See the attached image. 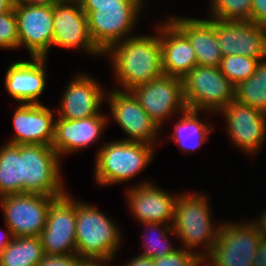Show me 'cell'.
<instances>
[{
    "instance_id": "6da1fadb",
    "label": "cell",
    "mask_w": 266,
    "mask_h": 266,
    "mask_svg": "<svg viewBox=\"0 0 266 266\" xmlns=\"http://www.w3.org/2000/svg\"><path fill=\"white\" fill-rule=\"evenodd\" d=\"M156 28L153 35H133L103 53V57L110 58L118 90L130 91L163 75L160 22Z\"/></svg>"
},
{
    "instance_id": "7a4b0ae2",
    "label": "cell",
    "mask_w": 266,
    "mask_h": 266,
    "mask_svg": "<svg viewBox=\"0 0 266 266\" xmlns=\"http://www.w3.org/2000/svg\"><path fill=\"white\" fill-rule=\"evenodd\" d=\"M118 227L98 207L76 199V254L87 263H111L115 259L123 243Z\"/></svg>"
},
{
    "instance_id": "3957f363",
    "label": "cell",
    "mask_w": 266,
    "mask_h": 266,
    "mask_svg": "<svg viewBox=\"0 0 266 266\" xmlns=\"http://www.w3.org/2000/svg\"><path fill=\"white\" fill-rule=\"evenodd\" d=\"M180 194L175 203L173 232L182 243L180 247L195 252L203 259L216 243L222 222L218 224L214 221L209 196L196 191ZM198 246H201V251L195 250Z\"/></svg>"
},
{
    "instance_id": "277c9868",
    "label": "cell",
    "mask_w": 266,
    "mask_h": 266,
    "mask_svg": "<svg viewBox=\"0 0 266 266\" xmlns=\"http://www.w3.org/2000/svg\"><path fill=\"white\" fill-rule=\"evenodd\" d=\"M98 149L93 177L101 187L130 182L148 167L155 154L152 145L120 139L108 141Z\"/></svg>"
},
{
    "instance_id": "5b68a950",
    "label": "cell",
    "mask_w": 266,
    "mask_h": 266,
    "mask_svg": "<svg viewBox=\"0 0 266 266\" xmlns=\"http://www.w3.org/2000/svg\"><path fill=\"white\" fill-rule=\"evenodd\" d=\"M88 18L94 45L104 53L115 43L131 37L142 15L140 2H120V6H81ZM141 14V15H140Z\"/></svg>"
},
{
    "instance_id": "8992f818",
    "label": "cell",
    "mask_w": 266,
    "mask_h": 266,
    "mask_svg": "<svg viewBox=\"0 0 266 266\" xmlns=\"http://www.w3.org/2000/svg\"><path fill=\"white\" fill-rule=\"evenodd\" d=\"M61 166V159L52 146L22 144L23 193H36L56 198L63 196L68 190L64 188Z\"/></svg>"
},
{
    "instance_id": "52a82bcc",
    "label": "cell",
    "mask_w": 266,
    "mask_h": 266,
    "mask_svg": "<svg viewBox=\"0 0 266 266\" xmlns=\"http://www.w3.org/2000/svg\"><path fill=\"white\" fill-rule=\"evenodd\" d=\"M187 109L217 114L235 100V89L219 67L195 66L182 78Z\"/></svg>"
},
{
    "instance_id": "ba28073f",
    "label": "cell",
    "mask_w": 266,
    "mask_h": 266,
    "mask_svg": "<svg viewBox=\"0 0 266 266\" xmlns=\"http://www.w3.org/2000/svg\"><path fill=\"white\" fill-rule=\"evenodd\" d=\"M262 237L251 220L222 222L216 243L203 258L210 266H252Z\"/></svg>"
},
{
    "instance_id": "9c48e42d",
    "label": "cell",
    "mask_w": 266,
    "mask_h": 266,
    "mask_svg": "<svg viewBox=\"0 0 266 266\" xmlns=\"http://www.w3.org/2000/svg\"><path fill=\"white\" fill-rule=\"evenodd\" d=\"M56 197L36 193L8 194L0 197L4 224L14 237L36 236L43 231L48 210Z\"/></svg>"
},
{
    "instance_id": "30bf717a",
    "label": "cell",
    "mask_w": 266,
    "mask_h": 266,
    "mask_svg": "<svg viewBox=\"0 0 266 266\" xmlns=\"http://www.w3.org/2000/svg\"><path fill=\"white\" fill-rule=\"evenodd\" d=\"M20 48L29 57H48L53 43V2L34 1L14 6Z\"/></svg>"
},
{
    "instance_id": "8fae6325",
    "label": "cell",
    "mask_w": 266,
    "mask_h": 266,
    "mask_svg": "<svg viewBox=\"0 0 266 266\" xmlns=\"http://www.w3.org/2000/svg\"><path fill=\"white\" fill-rule=\"evenodd\" d=\"M105 99L109 104L112 118L127 135L120 140L143 142L152 146H156L158 141L161 143L158 139L161 128L148 116L130 91L111 88Z\"/></svg>"
},
{
    "instance_id": "7c38bea8",
    "label": "cell",
    "mask_w": 266,
    "mask_h": 266,
    "mask_svg": "<svg viewBox=\"0 0 266 266\" xmlns=\"http://www.w3.org/2000/svg\"><path fill=\"white\" fill-rule=\"evenodd\" d=\"M130 92L161 129L166 120L187 109L181 78L163 74L151 82L133 88Z\"/></svg>"
},
{
    "instance_id": "4fadbf2b",
    "label": "cell",
    "mask_w": 266,
    "mask_h": 266,
    "mask_svg": "<svg viewBox=\"0 0 266 266\" xmlns=\"http://www.w3.org/2000/svg\"><path fill=\"white\" fill-rule=\"evenodd\" d=\"M224 117L228 139L232 147L252 157L266 143V114L236 100L217 114Z\"/></svg>"
},
{
    "instance_id": "5bb4252c",
    "label": "cell",
    "mask_w": 266,
    "mask_h": 266,
    "mask_svg": "<svg viewBox=\"0 0 266 266\" xmlns=\"http://www.w3.org/2000/svg\"><path fill=\"white\" fill-rule=\"evenodd\" d=\"M53 29L52 46L83 50L90 56L103 55L90 37L88 18L79 2L53 1Z\"/></svg>"
},
{
    "instance_id": "9a60e30c",
    "label": "cell",
    "mask_w": 266,
    "mask_h": 266,
    "mask_svg": "<svg viewBox=\"0 0 266 266\" xmlns=\"http://www.w3.org/2000/svg\"><path fill=\"white\" fill-rule=\"evenodd\" d=\"M39 237L44 254L64 255L77 252L76 199L68 191L51 203L45 227Z\"/></svg>"
},
{
    "instance_id": "2e32d148",
    "label": "cell",
    "mask_w": 266,
    "mask_h": 266,
    "mask_svg": "<svg viewBox=\"0 0 266 266\" xmlns=\"http://www.w3.org/2000/svg\"><path fill=\"white\" fill-rule=\"evenodd\" d=\"M125 192V199L133 219L139 223L154 222L172 226L179 193L165 191L147 180L126 187Z\"/></svg>"
},
{
    "instance_id": "e0dca14e",
    "label": "cell",
    "mask_w": 266,
    "mask_h": 266,
    "mask_svg": "<svg viewBox=\"0 0 266 266\" xmlns=\"http://www.w3.org/2000/svg\"><path fill=\"white\" fill-rule=\"evenodd\" d=\"M222 56L242 55L266 59V27L251 21L213 19Z\"/></svg>"
},
{
    "instance_id": "ac0fdd59",
    "label": "cell",
    "mask_w": 266,
    "mask_h": 266,
    "mask_svg": "<svg viewBox=\"0 0 266 266\" xmlns=\"http://www.w3.org/2000/svg\"><path fill=\"white\" fill-rule=\"evenodd\" d=\"M85 72L77 73L69 80L61 96L56 115L63 119L77 120L101 113V105L106 101L107 89Z\"/></svg>"
},
{
    "instance_id": "d6986e66",
    "label": "cell",
    "mask_w": 266,
    "mask_h": 266,
    "mask_svg": "<svg viewBox=\"0 0 266 266\" xmlns=\"http://www.w3.org/2000/svg\"><path fill=\"white\" fill-rule=\"evenodd\" d=\"M18 104L12 116L14 134L7 143L52 146L56 113L43 103Z\"/></svg>"
},
{
    "instance_id": "ffe728a7",
    "label": "cell",
    "mask_w": 266,
    "mask_h": 266,
    "mask_svg": "<svg viewBox=\"0 0 266 266\" xmlns=\"http://www.w3.org/2000/svg\"><path fill=\"white\" fill-rule=\"evenodd\" d=\"M103 113L77 120L63 119L56 115L52 148L60 159L97 143L109 124L108 115Z\"/></svg>"
},
{
    "instance_id": "44dd1931",
    "label": "cell",
    "mask_w": 266,
    "mask_h": 266,
    "mask_svg": "<svg viewBox=\"0 0 266 266\" xmlns=\"http://www.w3.org/2000/svg\"><path fill=\"white\" fill-rule=\"evenodd\" d=\"M12 62L5 74V90L19 103L41 104L40 96L46 88V57Z\"/></svg>"
},
{
    "instance_id": "7402d4cb",
    "label": "cell",
    "mask_w": 266,
    "mask_h": 266,
    "mask_svg": "<svg viewBox=\"0 0 266 266\" xmlns=\"http://www.w3.org/2000/svg\"><path fill=\"white\" fill-rule=\"evenodd\" d=\"M167 18L188 38L195 51L197 65L219 67L223 58L212 18L169 15Z\"/></svg>"
},
{
    "instance_id": "603a6c76",
    "label": "cell",
    "mask_w": 266,
    "mask_h": 266,
    "mask_svg": "<svg viewBox=\"0 0 266 266\" xmlns=\"http://www.w3.org/2000/svg\"><path fill=\"white\" fill-rule=\"evenodd\" d=\"M160 43L164 75L182 79L197 66L190 41L168 18L160 23Z\"/></svg>"
},
{
    "instance_id": "cb8c5ba5",
    "label": "cell",
    "mask_w": 266,
    "mask_h": 266,
    "mask_svg": "<svg viewBox=\"0 0 266 266\" xmlns=\"http://www.w3.org/2000/svg\"><path fill=\"white\" fill-rule=\"evenodd\" d=\"M203 111L186 109L180 114L173 132L170 135L171 140L178 145L180 151L191 154L199 149L209 139L210 133L214 131V125L202 121L199 115Z\"/></svg>"
},
{
    "instance_id": "d4e9b609",
    "label": "cell",
    "mask_w": 266,
    "mask_h": 266,
    "mask_svg": "<svg viewBox=\"0 0 266 266\" xmlns=\"http://www.w3.org/2000/svg\"><path fill=\"white\" fill-rule=\"evenodd\" d=\"M23 193L21 145L4 143L0 146V197Z\"/></svg>"
},
{
    "instance_id": "484cf974",
    "label": "cell",
    "mask_w": 266,
    "mask_h": 266,
    "mask_svg": "<svg viewBox=\"0 0 266 266\" xmlns=\"http://www.w3.org/2000/svg\"><path fill=\"white\" fill-rule=\"evenodd\" d=\"M44 255L40 237H14L2 251L0 266H36Z\"/></svg>"
},
{
    "instance_id": "4316f807",
    "label": "cell",
    "mask_w": 266,
    "mask_h": 266,
    "mask_svg": "<svg viewBox=\"0 0 266 266\" xmlns=\"http://www.w3.org/2000/svg\"><path fill=\"white\" fill-rule=\"evenodd\" d=\"M140 224L145 227L143 233L144 235L141 236L143 247L140 254L142 256L158 259L178 249V247L169 241L170 239H178L177 235L173 232L171 225L154 222Z\"/></svg>"
},
{
    "instance_id": "83f0119b",
    "label": "cell",
    "mask_w": 266,
    "mask_h": 266,
    "mask_svg": "<svg viewBox=\"0 0 266 266\" xmlns=\"http://www.w3.org/2000/svg\"><path fill=\"white\" fill-rule=\"evenodd\" d=\"M235 100L266 114V59L258 63L249 79L236 86Z\"/></svg>"
},
{
    "instance_id": "f1b7e54d",
    "label": "cell",
    "mask_w": 266,
    "mask_h": 266,
    "mask_svg": "<svg viewBox=\"0 0 266 266\" xmlns=\"http://www.w3.org/2000/svg\"><path fill=\"white\" fill-rule=\"evenodd\" d=\"M207 18L222 21H251L252 0H209Z\"/></svg>"
},
{
    "instance_id": "f546056e",
    "label": "cell",
    "mask_w": 266,
    "mask_h": 266,
    "mask_svg": "<svg viewBox=\"0 0 266 266\" xmlns=\"http://www.w3.org/2000/svg\"><path fill=\"white\" fill-rule=\"evenodd\" d=\"M264 59H254L242 55L224 56L220 63V71L235 86L249 79L256 71L258 63Z\"/></svg>"
},
{
    "instance_id": "4dcf8cb0",
    "label": "cell",
    "mask_w": 266,
    "mask_h": 266,
    "mask_svg": "<svg viewBox=\"0 0 266 266\" xmlns=\"http://www.w3.org/2000/svg\"><path fill=\"white\" fill-rule=\"evenodd\" d=\"M20 50L17 18L14 7L0 14V50Z\"/></svg>"
},
{
    "instance_id": "1f68e13d",
    "label": "cell",
    "mask_w": 266,
    "mask_h": 266,
    "mask_svg": "<svg viewBox=\"0 0 266 266\" xmlns=\"http://www.w3.org/2000/svg\"><path fill=\"white\" fill-rule=\"evenodd\" d=\"M200 260L195 252L181 247L156 259V266H195Z\"/></svg>"
},
{
    "instance_id": "d6a6232c",
    "label": "cell",
    "mask_w": 266,
    "mask_h": 266,
    "mask_svg": "<svg viewBox=\"0 0 266 266\" xmlns=\"http://www.w3.org/2000/svg\"><path fill=\"white\" fill-rule=\"evenodd\" d=\"M86 263L76 253L64 255L45 254L36 266H85Z\"/></svg>"
},
{
    "instance_id": "836d02e7",
    "label": "cell",
    "mask_w": 266,
    "mask_h": 266,
    "mask_svg": "<svg viewBox=\"0 0 266 266\" xmlns=\"http://www.w3.org/2000/svg\"><path fill=\"white\" fill-rule=\"evenodd\" d=\"M251 22L266 27V0H252Z\"/></svg>"
},
{
    "instance_id": "e575fe53",
    "label": "cell",
    "mask_w": 266,
    "mask_h": 266,
    "mask_svg": "<svg viewBox=\"0 0 266 266\" xmlns=\"http://www.w3.org/2000/svg\"><path fill=\"white\" fill-rule=\"evenodd\" d=\"M120 2H140L139 0H80L81 6H120Z\"/></svg>"
},
{
    "instance_id": "d590c367",
    "label": "cell",
    "mask_w": 266,
    "mask_h": 266,
    "mask_svg": "<svg viewBox=\"0 0 266 266\" xmlns=\"http://www.w3.org/2000/svg\"><path fill=\"white\" fill-rule=\"evenodd\" d=\"M252 266H266V239L262 238L254 255Z\"/></svg>"
},
{
    "instance_id": "8d00e7d4",
    "label": "cell",
    "mask_w": 266,
    "mask_h": 266,
    "mask_svg": "<svg viewBox=\"0 0 266 266\" xmlns=\"http://www.w3.org/2000/svg\"><path fill=\"white\" fill-rule=\"evenodd\" d=\"M131 258L123 266H156V259L144 257L140 253Z\"/></svg>"
},
{
    "instance_id": "74e56055",
    "label": "cell",
    "mask_w": 266,
    "mask_h": 266,
    "mask_svg": "<svg viewBox=\"0 0 266 266\" xmlns=\"http://www.w3.org/2000/svg\"><path fill=\"white\" fill-rule=\"evenodd\" d=\"M262 238L266 239V209L262 211L260 218L252 220Z\"/></svg>"
},
{
    "instance_id": "f35d334b",
    "label": "cell",
    "mask_w": 266,
    "mask_h": 266,
    "mask_svg": "<svg viewBox=\"0 0 266 266\" xmlns=\"http://www.w3.org/2000/svg\"><path fill=\"white\" fill-rule=\"evenodd\" d=\"M5 227L7 228V230L0 232V249L3 251L8 245L9 243L14 239V235L12 233V231L10 230V228L8 226L5 225Z\"/></svg>"
},
{
    "instance_id": "ab89813d",
    "label": "cell",
    "mask_w": 266,
    "mask_h": 266,
    "mask_svg": "<svg viewBox=\"0 0 266 266\" xmlns=\"http://www.w3.org/2000/svg\"><path fill=\"white\" fill-rule=\"evenodd\" d=\"M13 7L10 0H0V14L10 11Z\"/></svg>"
},
{
    "instance_id": "60d3db41",
    "label": "cell",
    "mask_w": 266,
    "mask_h": 266,
    "mask_svg": "<svg viewBox=\"0 0 266 266\" xmlns=\"http://www.w3.org/2000/svg\"><path fill=\"white\" fill-rule=\"evenodd\" d=\"M11 4L13 6H17V5H20V4H26V3H29V2H34V0H10Z\"/></svg>"
},
{
    "instance_id": "b9f144b4",
    "label": "cell",
    "mask_w": 266,
    "mask_h": 266,
    "mask_svg": "<svg viewBox=\"0 0 266 266\" xmlns=\"http://www.w3.org/2000/svg\"><path fill=\"white\" fill-rule=\"evenodd\" d=\"M85 266H110V264H108V263H94V262H91V263H86Z\"/></svg>"
},
{
    "instance_id": "7bdbcfd3",
    "label": "cell",
    "mask_w": 266,
    "mask_h": 266,
    "mask_svg": "<svg viewBox=\"0 0 266 266\" xmlns=\"http://www.w3.org/2000/svg\"><path fill=\"white\" fill-rule=\"evenodd\" d=\"M195 266H210V265L206 263L203 259H201Z\"/></svg>"
},
{
    "instance_id": "ee69618b",
    "label": "cell",
    "mask_w": 266,
    "mask_h": 266,
    "mask_svg": "<svg viewBox=\"0 0 266 266\" xmlns=\"http://www.w3.org/2000/svg\"><path fill=\"white\" fill-rule=\"evenodd\" d=\"M34 1H41V2H53L55 0H34Z\"/></svg>"
},
{
    "instance_id": "f6af8a7d",
    "label": "cell",
    "mask_w": 266,
    "mask_h": 266,
    "mask_svg": "<svg viewBox=\"0 0 266 266\" xmlns=\"http://www.w3.org/2000/svg\"><path fill=\"white\" fill-rule=\"evenodd\" d=\"M141 5L143 6V8L145 7L144 4H145V0H139Z\"/></svg>"
},
{
    "instance_id": "bcb514c9",
    "label": "cell",
    "mask_w": 266,
    "mask_h": 266,
    "mask_svg": "<svg viewBox=\"0 0 266 266\" xmlns=\"http://www.w3.org/2000/svg\"><path fill=\"white\" fill-rule=\"evenodd\" d=\"M57 1H75V2H79L80 0H57Z\"/></svg>"
},
{
    "instance_id": "7dc6e473",
    "label": "cell",
    "mask_w": 266,
    "mask_h": 266,
    "mask_svg": "<svg viewBox=\"0 0 266 266\" xmlns=\"http://www.w3.org/2000/svg\"><path fill=\"white\" fill-rule=\"evenodd\" d=\"M1 256H2V250L0 249V260H1Z\"/></svg>"
}]
</instances>
